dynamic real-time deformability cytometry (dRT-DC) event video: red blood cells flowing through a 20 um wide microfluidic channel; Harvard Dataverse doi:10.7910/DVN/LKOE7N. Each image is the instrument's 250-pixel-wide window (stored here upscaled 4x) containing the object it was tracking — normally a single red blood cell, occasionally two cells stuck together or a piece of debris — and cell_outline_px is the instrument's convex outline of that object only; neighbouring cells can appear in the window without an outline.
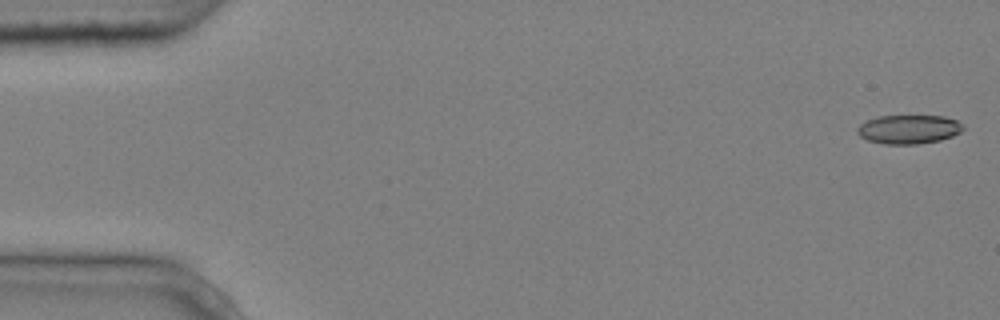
{"species": "common noctule bat (a hibernating species)", "species_latin": "Nyctalus noctula", "temperature_condition": "cold", "stored_images_in_passage": 5, "camera_frame_rate_fps": 3000, "um_per_image_px": 0.085, "animal": {"sex": "male", "body_mass_g": 20.4}, "frame": {"image": 1, "passage_image": 1, "time_ms": 0.0, "image_size_px": [1000, 320], "cell_outline_px": [[964, 128], [960, 132], [952, 136], [940, 140], [916, 144], [884, 144], [868, 140], [860, 136], [856, 132], [856, 128], [860, 124], [868, 120], [880, 116], [944, 116], [956, 120], [964, 124]], "centroid_in_image_um": [77.25, 10.99], "position_along_channel_um": 7.8, "area_um2": 17.8}}
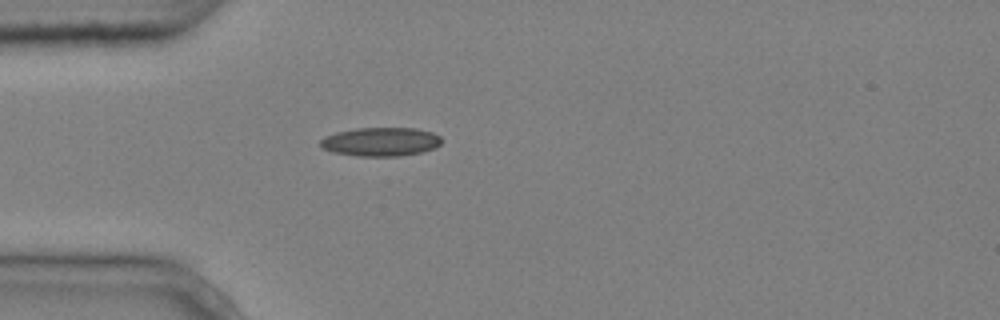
{"frame": {"image": 2, "passage_image": 5, "time_ms": 1.333, "image_size_px": [1000, 320], "cell_outline_px": [[440, 144], [436, 148], [420, 152], [400, 156], [356, 156], [332, 152], [320, 148], [320, 140], [324, 136], [336, 132], [356, 128], [416, 128], [432, 132], [440, 136]], "centroid_in_image_um": [32.32, 12.05], "position_along_channel_um": 52.7, "area_um2": 20.46}}